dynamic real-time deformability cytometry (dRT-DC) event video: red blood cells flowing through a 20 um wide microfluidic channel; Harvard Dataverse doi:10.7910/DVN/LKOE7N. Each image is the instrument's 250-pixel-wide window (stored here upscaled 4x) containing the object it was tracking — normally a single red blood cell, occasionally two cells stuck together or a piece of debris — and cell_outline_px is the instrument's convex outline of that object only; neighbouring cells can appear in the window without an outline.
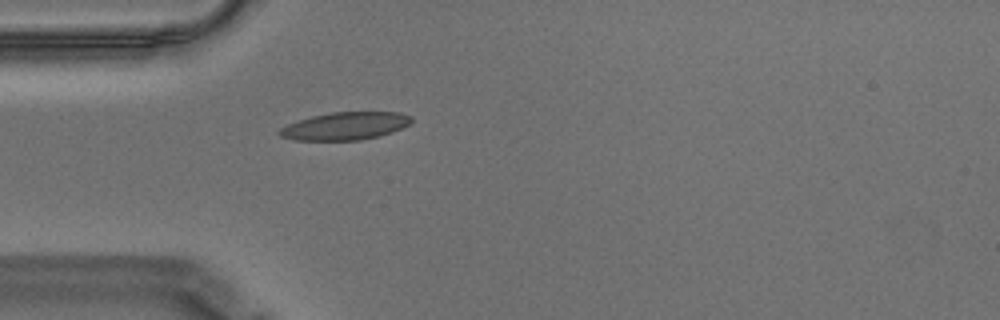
{"species": "Egyptian fruit bat (a non-hibernating species)", "species_latin": "Rousettus aegyptiacus", "temperature_condition": "warm", "stored_images_in_passage": 36, "camera_frame_rate_fps": 3000, "um_per_image_px": 0.085, "animal": {"sex": "male"}, "frame": {"image": 1, "passage_image": 1, "time_ms": 0.0, "image_size_px": [1000, 320], "cell_outline_px": [[412, 120], [408, 124], [392, 132], [380, 136], [360, 140], [296, 140], [280, 136], [276, 132], [280, 128], [288, 124], [312, 116], [332, 112], [400, 112], [412, 116]], "centroid_in_image_um": [29.34, 10.71], "position_along_channel_um": 55.7, "area_um2": 21.21}}
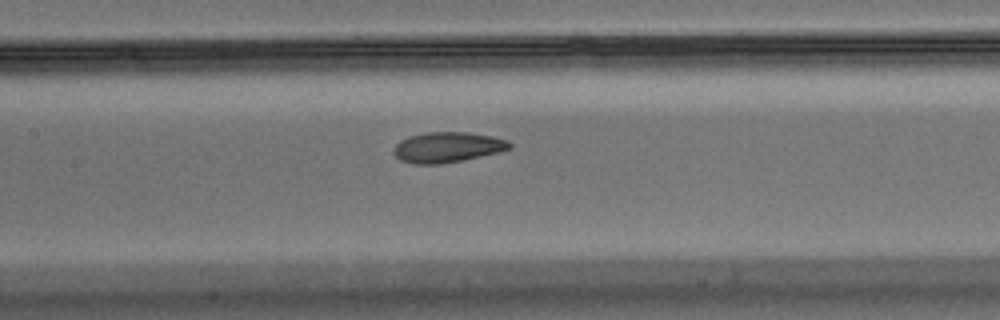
{"frame": {"image": 2, "passage_image": 11, "time_ms": 3.333, "image_size_px": [1000, 320], "cell_outline_px": [[512, 148], [500, 152], [464, 160], [440, 164], [412, 164], [400, 160], [392, 152], [392, 148], [400, 140], [408, 136], [428, 132], [468, 132], [492, 136], [508, 140], [512, 144]], "centroid_in_image_um": [38.03, 12.52], "position_along_channel_um": 169.4, "area_um2": 20.81}}
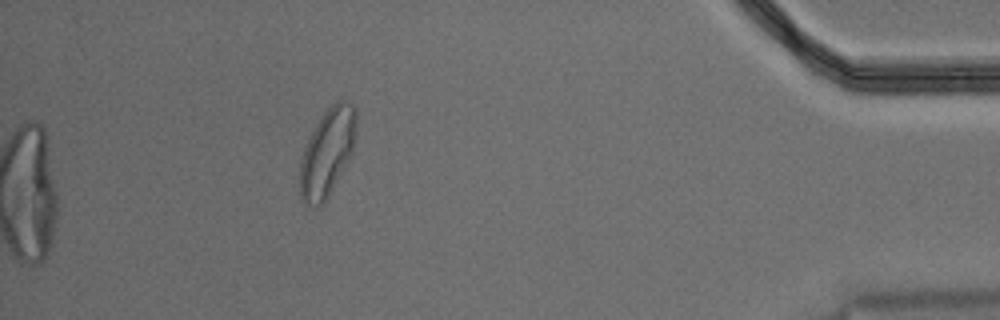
{"frame": {"image": 3, "passage_image": 36, "time_ms": 11.667, "image_size_px": [1000, 320], "cell_outline_px": [[356, 124], [352, 152], [324, 204], [316, 208], [304, 204], [300, 196], [300, 160], [304, 148], [316, 124], [324, 112], [336, 100], [344, 100], [352, 104], [356, 108]], "centroid_in_image_um": [27.8, 12.98], "position_along_channel_um": 407.4, "area_um2": 28.55}, "authors_computed_cell_mechanics": {"area_um2": 20.9525, "velocity_mm_per_s": 3.5015, "shape_relaxation_time_tau1_ms": 7.0539, "shape_relaxation_time_tau2_ms": 2.1711, "deformation_change_tau1": 0.1731, "deformation_change_tau2": 0.0748}}